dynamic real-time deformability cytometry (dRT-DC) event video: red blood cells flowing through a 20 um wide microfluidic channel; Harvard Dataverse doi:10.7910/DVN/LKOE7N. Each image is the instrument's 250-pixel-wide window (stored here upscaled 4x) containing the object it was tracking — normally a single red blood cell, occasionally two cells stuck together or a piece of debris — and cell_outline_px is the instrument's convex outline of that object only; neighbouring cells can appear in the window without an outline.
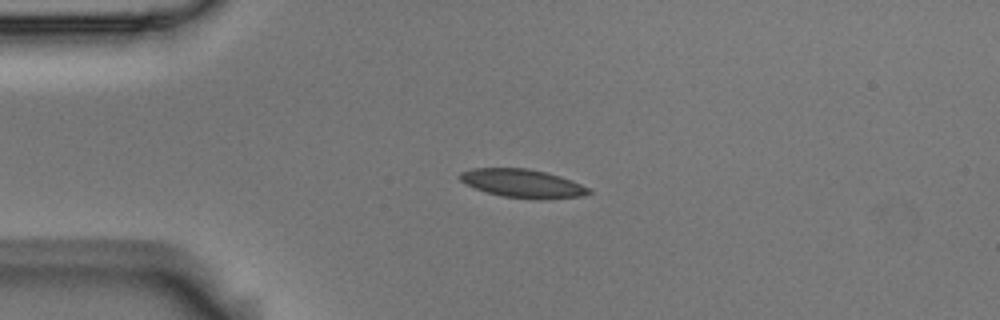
{"species": "Egyptian fruit bat (a non-hibernating species)", "species_latin": "Rousettus aegyptiacus", "temperature_condition": "room temperature", "stored_images_in_passage": 6, "camera_frame_rate_fps": 3000, "um_per_image_px": 0.085, "animal": {"sex": "male"}, "frame": {"image": 1, "passage_image": 3, "time_ms": 0.667, "image_size_px": [1000, 320], "cell_outline_px": [[592, 192], [584, 196], [544, 200], [536, 200], [504, 196], [488, 192], [464, 184], [456, 176], [460, 172], [472, 168], [528, 168], [560, 176], [572, 180], [588, 188]], "centroid_in_image_um": [44.41, 15.59], "position_along_channel_um": 40.6, "area_um2": 21.5}}
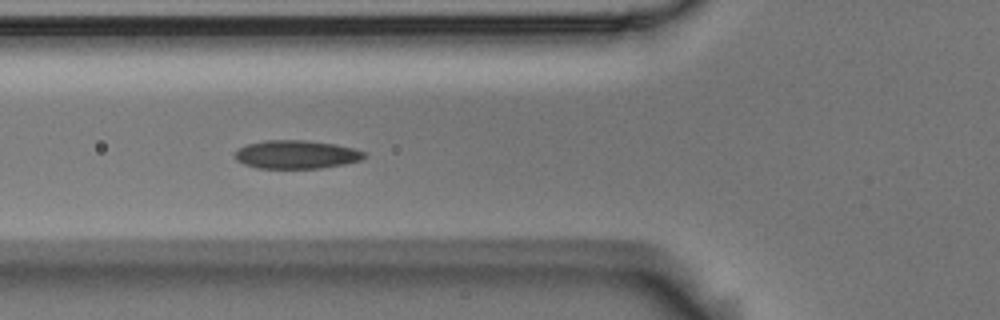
{"frame": {"image": 2, "passage_image": 5, "time_ms": 1.333, "image_size_px": [1000, 320], "cell_outline_px": [[368, 156], [360, 160], [344, 164], [320, 168], [256, 168], [244, 164], [236, 160], [232, 156], [240, 148], [248, 144], [264, 140], [304, 140], [336, 144], [356, 148], [368, 152]], "centroid_in_image_um": [25.23, 13.13], "position_along_channel_um": 100.6, "area_um2": 21.62}}
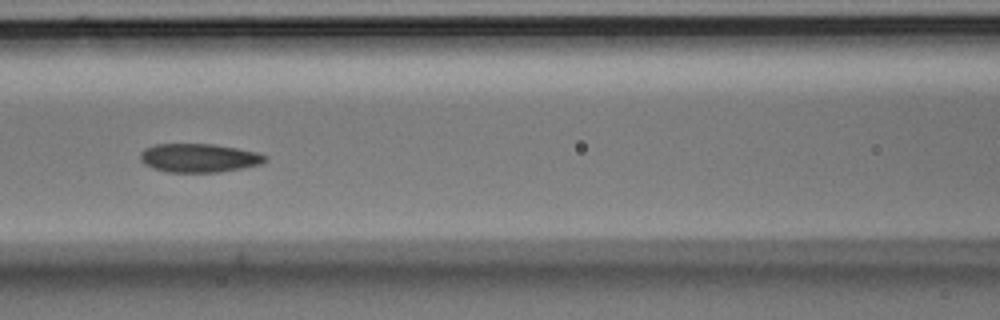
{"frame": {"image": 3, "passage_image": 6, "time_ms": 1.667, "image_size_px": [1000, 320], "cell_outline_px": [[268, 160], [260, 164], [244, 168], [220, 172], [168, 172], [152, 168], [144, 164], [140, 160], [140, 152], [144, 148], [156, 144], [212, 144], [236, 148], [256, 152], [268, 156]], "centroid_in_image_um": [16.91, 13.43], "position_along_channel_um": 149.7, "area_um2": 20.98}}